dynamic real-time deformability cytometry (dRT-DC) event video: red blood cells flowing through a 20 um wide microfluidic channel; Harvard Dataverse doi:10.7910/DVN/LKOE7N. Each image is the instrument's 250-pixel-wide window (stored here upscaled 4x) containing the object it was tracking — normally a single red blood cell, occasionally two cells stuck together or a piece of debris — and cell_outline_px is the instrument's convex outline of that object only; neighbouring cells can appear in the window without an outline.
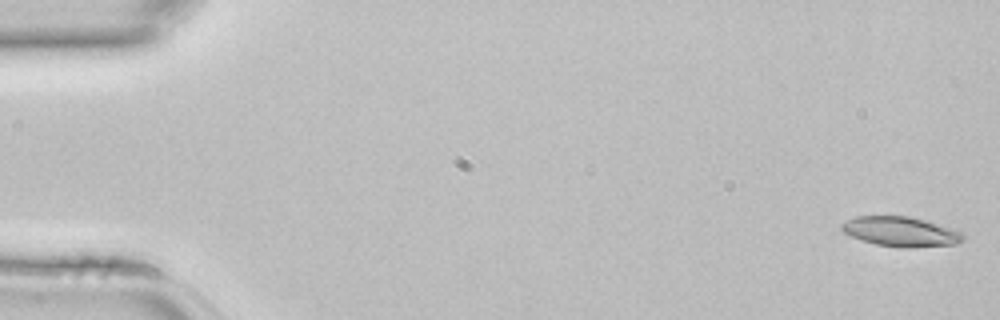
{"species": "common noctule bat (a hibernating species)", "species_latin": "Nyctalus noctula", "temperature_condition": "room temperature", "stored_images_in_passage": 44, "camera_frame_rate_fps": 3000, "um_per_image_px": 0.085, "animal": {"sex": "female", "body_mass_g": 22.7, "forearm_length_mm": 54.2}, "frame": {"image": 1, "passage_image": 1, "time_ms": 0.0, "image_size_px": [1000, 320], "cell_outline_px": [[964, 240], [956, 244], [912, 248], [900, 248], [876, 244], [860, 240], [844, 232], [840, 228], [840, 224], [856, 216], [912, 216], [960, 232], [964, 236]], "centroid_in_image_um": [76.53, 19.7], "position_along_channel_um": 8.5, "area_um2": 20.98}}
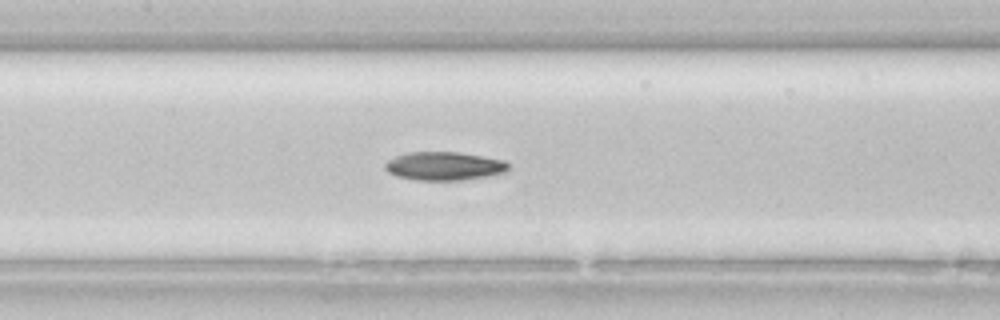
{"frame": {"image": 2, "passage_image": 21, "time_ms": 6.667, "image_size_px": [1000, 320], "cell_outline_px": [[508, 168], [504, 172], [484, 176], [460, 180], [416, 180], [396, 176], [388, 172], [384, 168], [384, 164], [388, 160], [396, 156], [408, 152], [460, 152], [484, 156], [504, 160], [508, 164]], "centroid_in_image_um": [37.71, 14.1], "position_along_channel_um": 169.7, "area_um2": 20.35}}
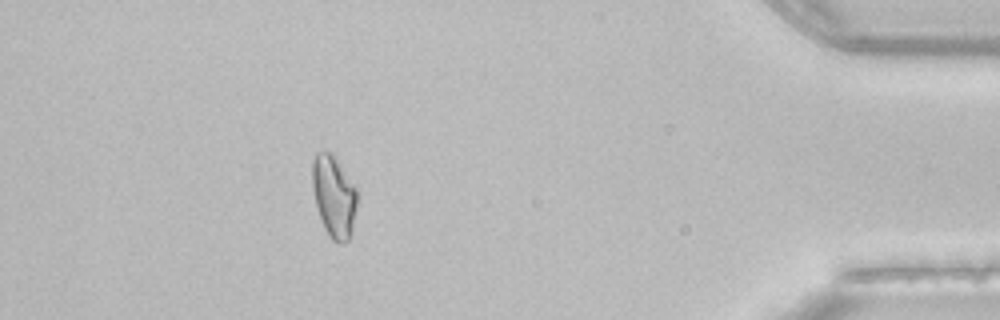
{"frame": {"image": 3, "passage_image": 40, "time_ms": 13.0, "image_size_px": [1000, 320], "cell_outline_px": [[360, 192], [352, 236], [348, 240], [340, 244], [336, 244], [332, 240], [324, 228], [316, 204], [312, 188], [312, 160], [316, 152], [332, 152], [360, 188]], "centroid_in_image_um": [28.45, 16.68], "position_along_channel_um": 406.7, "area_um2": 22.48}}